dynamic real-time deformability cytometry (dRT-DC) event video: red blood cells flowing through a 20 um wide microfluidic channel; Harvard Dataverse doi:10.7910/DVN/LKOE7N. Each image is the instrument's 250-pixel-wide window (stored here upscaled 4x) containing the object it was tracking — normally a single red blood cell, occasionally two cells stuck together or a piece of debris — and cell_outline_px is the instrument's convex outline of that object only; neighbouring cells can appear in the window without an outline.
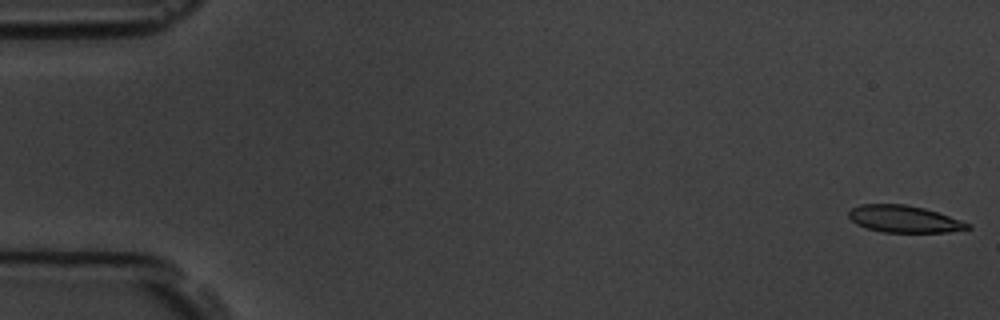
{"species": "common noctule bat (a hibernating species)", "species_latin": "Nyctalus noctula", "temperature_condition": "room temperature", "stored_images_in_passage": 5, "camera_frame_rate_fps": 3000, "um_per_image_px": 0.085, "animal": {"sex": "male", "body_mass_g": 19.5, "forearm_length_mm": 54.6}, "frame": {"image": 1, "passage_image": 1, "time_ms": 0.0, "image_size_px": [1000, 320], "cell_outline_px": [[972, 228], [948, 232], [884, 232], [868, 228], [856, 224], [848, 216], [848, 212], [852, 208], [860, 204], [904, 204], [924, 208], [972, 224]], "centroid_in_image_um": [76.85, 18.61], "position_along_channel_um": 8.2, "area_um2": 18.55}}
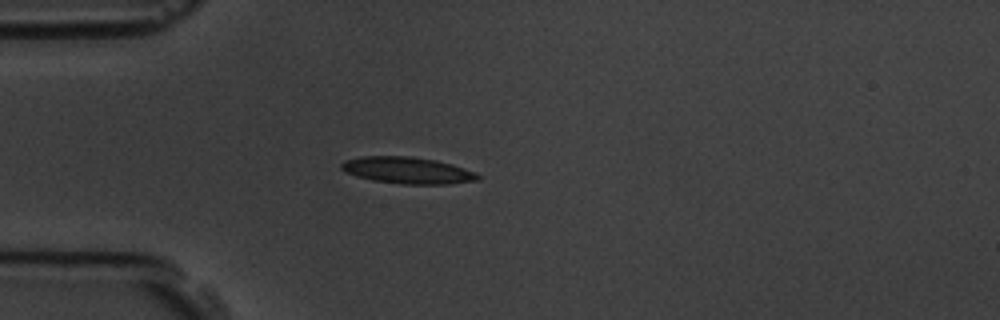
{"frame": {"image": 2, "passage_image": 5, "time_ms": 4.667, "image_size_px": [1000, 320], "cell_outline_px": [[480, 180], [448, 184], [404, 184], [372, 180], [356, 176], [344, 172], [340, 168], [340, 164], [344, 160], [360, 156], [412, 156], [436, 160], [452, 164], [476, 172], [480, 176]], "centroid_in_image_um": [34.62, 14.47], "position_along_channel_um": 50.4, "area_um2": 21.39}}